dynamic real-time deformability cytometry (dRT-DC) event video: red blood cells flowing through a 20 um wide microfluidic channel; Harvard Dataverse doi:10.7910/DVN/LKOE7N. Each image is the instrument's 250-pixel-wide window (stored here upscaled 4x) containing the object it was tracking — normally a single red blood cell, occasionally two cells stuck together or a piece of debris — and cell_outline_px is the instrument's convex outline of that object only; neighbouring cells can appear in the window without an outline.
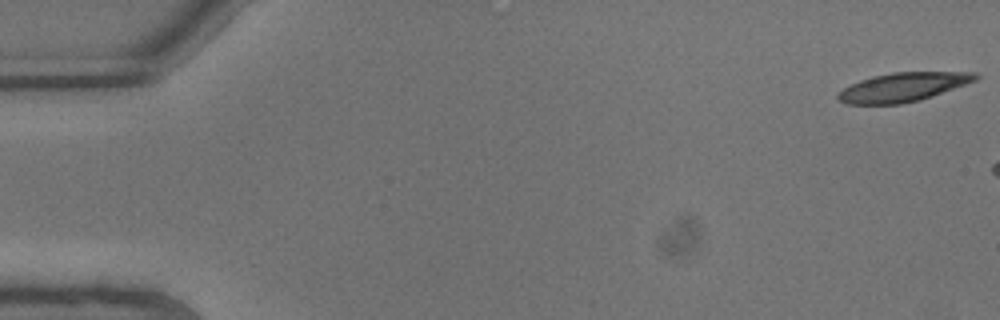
{"species": "common noctule bat (a hibernating species)", "species_latin": "Nyctalus noctula", "temperature_condition": "warm", "stored_images_in_passage": 5, "camera_frame_rate_fps": 3000, "um_per_image_px": 0.085, "animal": {"sex": "male", "body_mass_g": 13.3}, "frame": {"image": 1, "passage_image": 1, "time_ms": 0.0, "image_size_px": [1000, 320], "cell_outline_px": [[980, 76], [976, 80], [920, 100], [900, 104], [848, 104], [840, 100], [836, 96], [844, 88], [860, 80], [872, 76], [892, 72], [976, 72]], "centroid_in_image_um": [76.76, 7.4], "position_along_channel_um": 8.2, "area_um2": 22.89}}